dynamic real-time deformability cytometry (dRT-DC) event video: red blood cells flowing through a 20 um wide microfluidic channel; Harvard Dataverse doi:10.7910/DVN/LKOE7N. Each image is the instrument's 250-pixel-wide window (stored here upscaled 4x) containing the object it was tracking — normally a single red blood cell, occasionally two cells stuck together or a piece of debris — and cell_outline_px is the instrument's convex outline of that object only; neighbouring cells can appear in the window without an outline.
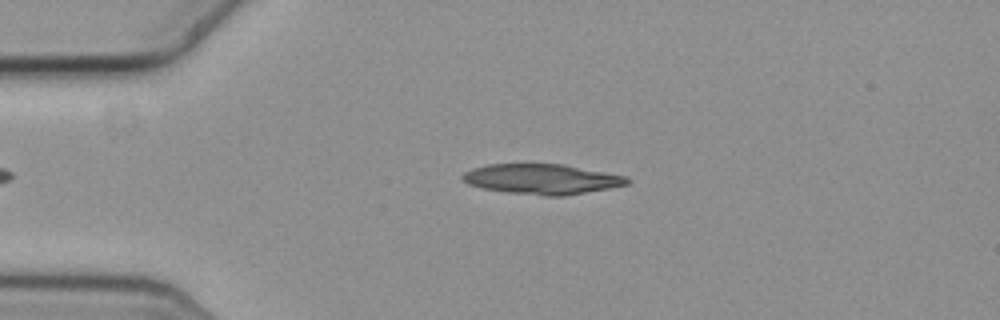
{"species": "common noctule bat (a hibernating species)", "species_latin": "Nyctalus noctula", "temperature_condition": "cold", "stored_images_in_passage": 51, "segment_of_instrument_passage": [1, 2], "camera_frame_rate_fps": 3000, "um_per_image_px": 0.085, "animal": {"sex": "female", "body_mass_g": 19.3, "forearm_length_mm": 54.1}, "frame": {"image": 1, "passage_image": 13, "time_ms": 4.0, "image_size_px": [1000, 320], "cell_outline_px": [[632, 180], [628, 184], [608, 188], [564, 196], [544, 196], [508, 192], [484, 188], [468, 184], [460, 176], [464, 172], [472, 168], [488, 164], [560, 164], [628, 176]], "centroid_in_image_um": [46.07, 15.22], "position_along_channel_um": 38.9, "area_um2": 28.78}}